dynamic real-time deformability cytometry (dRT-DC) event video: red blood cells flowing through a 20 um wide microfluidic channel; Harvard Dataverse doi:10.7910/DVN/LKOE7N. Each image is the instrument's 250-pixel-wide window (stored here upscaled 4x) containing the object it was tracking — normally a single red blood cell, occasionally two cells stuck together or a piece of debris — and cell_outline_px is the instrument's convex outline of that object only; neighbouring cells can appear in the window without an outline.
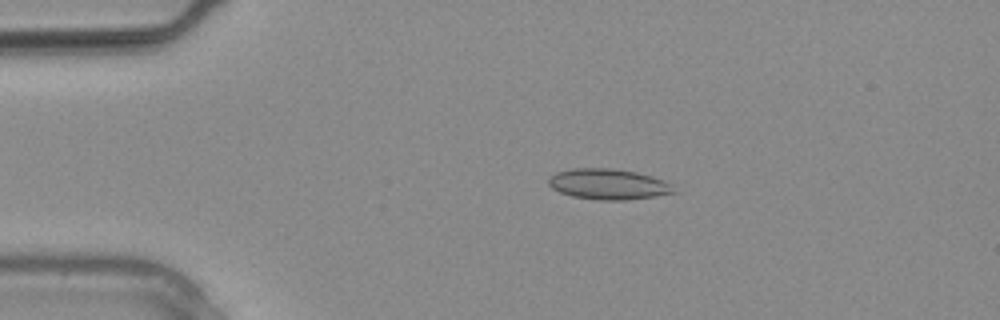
{"species": "common noctule bat (a hibernating species)", "species_latin": "Nyctalus noctula", "temperature_condition": "warm", "stored_images_in_passage": 15, "camera_frame_rate_fps": 3000, "um_per_image_px": 0.085, "animal": {"sex": "male", "body_mass_g": 20.4}, "frame": {"image": 1, "passage_image": 5, "time_ms": 1.333, "image_size_px": [1000, 320], "cell_outline_px": [[676, 192], [656, 196], [624, 200], [600, 200], [572, 196], [560, 192], [552, 188], [548, 184], [548, 180], [556, 172], [572, 168], [612, 168], [636, 172], [652, 176], [664, 180], [672, 184]], "centroid_in_image_um": [51.72, 15.65], "position_along_channel_um": 33.3, "area_um2": 22.37}}